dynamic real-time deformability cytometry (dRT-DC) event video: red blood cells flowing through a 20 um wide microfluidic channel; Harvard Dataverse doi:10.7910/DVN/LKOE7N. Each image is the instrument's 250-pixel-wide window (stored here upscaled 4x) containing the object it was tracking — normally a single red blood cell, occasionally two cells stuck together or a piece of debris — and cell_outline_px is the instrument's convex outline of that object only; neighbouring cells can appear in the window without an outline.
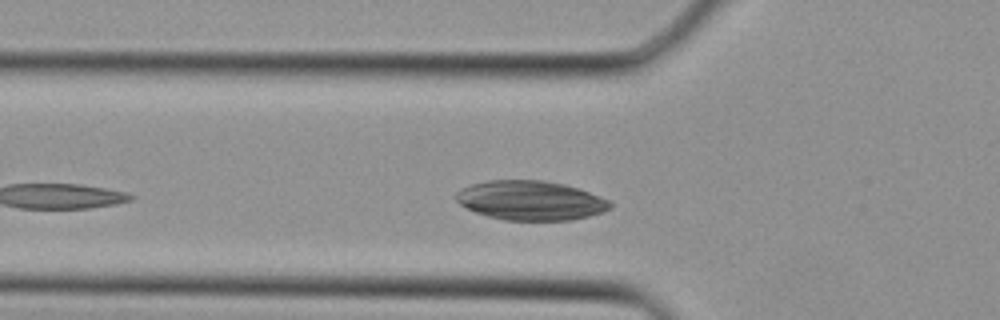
{"species": "Egyptian fruit bat (a non-hibernating species)", "species_latin": "Rousettus aegyptiacus", "temperature_condition": "cold", "stored_images_in_passage": 4, "camera_frame_rate_fps": 3000, "um_per_image_px": 0.085, "animal": {"sex": "female"}, "frame": {"image": 1, "passage_image": 3, "time_ms": 0.667, "image_size_px": [1000, 320], "cell_outline_px": [[612, 208], [604, 212], [572, 220], [504, 220], [488, 216], [476, 212], [460, 204], [456, 200], [456, 192], [460, 188], [472, 184], [488, 180], [544, 180], [564, 184], [588, 192], [608, 200], [612, 204]], "centroid_in_image_um": [45.09, 17.04], "position_along_channel_um": 80.7, "area_um2": 35.26}}